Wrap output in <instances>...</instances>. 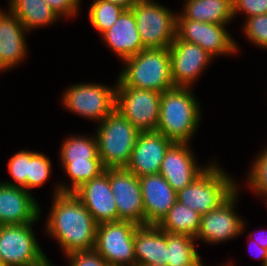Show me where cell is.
Wrapping results in <instances>:
<instances>
[{
  "label": "cell",
  "mask_w": 267,
  "mask_h": 266,
  "mask_svg": "<svg viewBox=\"0 0 267 266\" xmlns=\"http://www.w3.org/2000/svg\"><path fill=\"white\" fill-rule=\"evenodd\" d=\"M54 197L46 219L45 232L56 239L63 255L95 248L97 223L73 193Z\"/></svg>",
  "instance_id": "6da1fadb"
},
{
  "label": "cell",
  "mask_w": 267,
  "mask_h": 266,
  "mask_svg": "<svg viewBox=\"0 0 267 266\" xmlns=\"http://www.w3.org/2000/svg\"><path fill=\"white\" fill-rule=\"evenodd\" d=\"M191 88L174 87L162 93L156 131L174 143H189L195 135L201 108Z\"/></svg>",
  "instance_id": "7a4b0ae2"
},
{
  "label": "cell",
  "mask_w": 267,
  "mask_h": 266,
  "mask_svg": "<svg viewBox=\"0 0 267 266\" xmlns=\"http://www.w3.org/2000/svg\"><path fill=\"white\" fill-rule=\"evenodd\" d=\"M123 62L125 66L117 79L125 87L158 93L174 88L169 48L143 49Z\"/></svg>",
  "instance_id": "3957f363"
},
{
  "label": "cell",
  "mask_w": 267,
  "mask_h": 266,
  "mask_svg": "<svg viewBox=\"0 0 267 266\" xmlns=\"http://www.w3.org/2000/svg\"><path fill=\"white\" fill-rule=\"evenodd\" d=\"M212 160L208 167L189 185L177 191V201L201 216L216 210L237 189L236 180Z\"/></svg>",
  "instance_id": "277c9868"
},
{
  "label": "cell",
  "mask_w": 267,
  "mask_h": 266,
  "mask_svg": "<svg viewBox=\"0 0 267 266\" xmlns=\"http://www.w3.org/2000/svg\"><path fill=\"white\" fill-rule=\"evenodd\" d=\"M97 126L98 155L104 167L126 168L140 131L116 109Z\"/></svg>",
  "instance_id": "5b68a950"
},
{
  "label": "cell",
  "mask_w": 267,
  "mask_h": 266,
  "mask_svg": "<svg viewBox=\"0 0 267 266\" xmlns=\"http://www.w3.org/2000/svg\"><path fill=\"white\" fill-rule=\"evenodd\" d=\"M131 10L144 49L169 48L176 38L177 13L155 0H141Z\"/></svg>",
  "instance_id": "8992f818"
},
{
  "label": "cell",
  "mask_w": 267,
  "mask_h": 266,
  "mask_svg": "<svg viewBox=\"0 0 267 266\" xmlns=\"http://www.w3.org/2000/svg\"><path fill=\"white\" fill-rule=\"evenodd\" d=\"M1 225L0 260L6 266H49L51 261L41 249L33 225Z\"/></svg>",
  "instance_id": "52a82bcc"
},
{
  "label": "cell",
  "mask_w": 267,
  "mask_h": 266,
  "mask_svg": "<svg viewBox=\"0 0 267 266\" xmlns=\"http://www.w3.org/2000/svg\"><path fill=\"white\" fill-rule=\"evenodd\" d=\"M116 85L77 83L65 89L62 95L64 108L78 116L100 123L115 110Z\"/></svg>",
  "instance_id": "ba28073f"
},
{
  "label": "cell",
  "mask_w": 267,
  "mask_h": 266,
  "mask_svg": "<svg viewBox=\"0 0 267 266\" xmlns=\"http://www.w3.org/2000/svg\"><path fill=\"white\" fill-rule=\"evenodd\" d=\"M115 109L140 132L156 131L162 93L125 87L116 81Z\"/></svg>",
  "instance_id": "9c48e42d"
},
{
  "label": "cell",
  "mask_w": 267,
  "mask_h": 266,
  "mask_svg": "<svg viewBox=\"0 0 267 266\" xmlns=\"http://www.w3.org/2000/svg\"><path fill=\"white\" fill-rule=\"evenodd\" d=\"M139 226L130 221L97 225L95 250L112 266H136L134 233Z\"/></svg>",
  "instance_id": "30bf717a"
},
{
  "label": "cell",
  "mask_w": 267,
  "mask_h": 266,
  "mask_svg": "<svg viewBox=\"0 0 267 266\" xmlns=\"http://www.w3.org/2000/svg\"><path fill=\"white\" fill-rule=\"evenodd\" d=\"M226 25L194 21L177 12L176 36L180 40L199 45L213 58L219 55H234L239 50Z\"/></svg>",
  "instance_id": "8fae6325"
},
{
  "label": "cell",
  "mask_w": 267,
  "mask_h": 266,
  "mask_svg": "<svg viewBox=\"0 0 267 266\" xmlns=\"http://www.w3.org/2000/svg\"><path fill=\"white\" fill-rule=\"evenodd\" d=\"M239 188L216 210H212L201 216L200 228L196 241L218 244L229 241L243 234L246 223L235 211Z\"/></svg>",
  "instance_id": "7c38bea8"
},
{
  "label": "cell",
  "mask_w": 267,
  "mask_h": 266,
  "mask_svg": "<svg viewBox=\"0 0 267 266\" xmlns=\"http://www.w3.org/2000/svg\"><path fill=\"white\" fill-rule=\"evenodd\" d=\"M108 178L118 210V221H130L138 226H145L139 177L126 168H108Z\"/></svg>",
  "instance_id": "4fadbf2b"
},
{
  "label": "cell",
  "mask_w": 267,
  "mask_h": 266,
  "mask_svg": "<svg viewBox=\"0 0 267 266\" xmlns=\"http://www.w3.org/2000/svg\"><path fill=\"white\" fill-rule=\"evenodd\" d=\"M174 87L192 88L213 57L199 45L180 40L177 36L169 47Z\"/></svg>",
  "instance_id": "5bb4252c"
},
{
  "label": "cell",
  "mask_w": 267,
  "mask_h": 266,
  "mask_svg": "<svg viewBox=\"0 0 267 266\" xmlns=\"http://www.w3.org/2000/svg\"><path fill=\"white\" fill-rule=\"evenodd\" d=\"M209 164L198 165L189 143H174L161 162L159 174L177 192L195 180Z\"/></svg>",
  "instance_id": "9a60e30c"
},
{
  "label": "cell",
  "mask_w": 267,
  "mask_h": 266,
  "mask_svg": "<svg viewBox=\"0 0 267 266\" xmlns=\"http://www.w3.org/2000/svg\"><path fill=\"white\" fill-rule=\"evenodd\" d=\"M173 144L157 131L140 132L126 169L137 177L158 174L161 162Z\"/></svg>",
  "instance_id": "2e32d148"
},
{
  "label": "cell",
  "mask_w": 267,
  "mask_h": 266,
  "mask_svg": "<svg viewBox=\"0 0 267 266\" xmlns=\"http://www.w3.org/2000/svg\"><path fill=\"white\" fill-rule=\"evenodd\" d=\"M73 194L86 207L97 224L118 221V210L110 188L108 168L100 176L82 184Z\"/></svg>",
  "instance_id": "e0dca14e"
},
{
  "label": "cell",
  "mask_w": 267,
  "mask_h": 266,
  "mask_svg": "<svg viewBox=\"0 0 267 266\" xmlns=\"http://www.w3.org/2000/svg\"><path fill=\"white\" fill-rule=\"evenodd\" d=\"M22 187L0 182V224L20 225L38 222L41 209L36 198Z\"/></svg>",
  "instance_id": "ac0fdd59"
},
{
  "label": "cell",
  "mask_w": 267,
  "mask_h": 266,
  "mask_svg": "<svg viewBox=\"0 0 267 266\" xmlns=\"http://www.w3.org/2000/svg\"><path fill=\"white\" fill-rule=\"evenodd\" d=\"M144 204L145 225H158L176 203V191L162 175L139 177Z\"/></svg>",
  "instance_id": "d6986e66"
},
{
  "label": "cell",
  "mask_w": 267,
  "mask_h": 266,
  "mask_svg": "<svg viewBox=\"0 0 267 266\" xmlns=\"http://www.w3.org/2000/svg\"><path fill=\"white\" fill-rule=\"evenodd\" d=\"M28 31L8 9H0V69L15 68L27 55L26 34Z\"/></svg>",
  "instance_id": "ffe728a7"
},
{
  "label": "cell",
  "mask_w": 267,
  "mask_h": 266,
  "mask_svg": "<svg viewBox=\"0 0 267 266\" xmlns=\"http://www.w3.org/2000/svg\"><path fill=\"white\" fill-rule=\"evenodd\" d=\"M101 37L104 40L103 42L121 61L137 55L144 49L136 26V19L131 9L124 10L117 21Z\"/></svg>",
  "instance_id": "44dd1931"
},
{
  "label": "cell",
  "mask_w": 267,
  "mask_h": 266,
  "mask_svg": "<svg viewBox=\"0 0 267 266\" xmlns=\"http://www.w3.org/2000/svg\"><path fill=\"white\" fill-rule=\"evenodd\" d=\"M168 233L157 225L139 226L134 233L136 266L167 265Z\"/></svg>",
  "instance_id": "7402d4cb"
},
{
  "label": "cell",
  "mask_w": 267,
  "mask_h": 266,
  "mask_svg": "<svg viewBox=\"0 0 267 266\" xmlns=\"http://www.w3.org/2000/svg\"><path fill=\"white\" fill-rule=\"evenodd\" d=\"M180 14L186 19L221 25L235 19L232 0H185Z\"/></svg>",
  "instance_id": "603a6c76"
},
{
  "label": "cell",
  "mask_w": 267,
  "mask_h": 266,
  "mask_svg": "<svg viewBox=\"0 0 267 266\" xmlns=\"http://www.w3.org/2000/svg\"><path fill=\"white\" fill-rule=\"evenodd\" d=\"M8 9L28 32L60 20L44 0H9Z\"/></svg>",
  "instance_id": "cb8c5ba5"
},
{
  "label": "cell",
  "mask_w": 267,
  "mask_h": 266,
  "mask_svg": "<svg viewBox=\"0 0 267 266\" xmlns=\"http://www.w3.org/2000/svg\"><path fill=\"white\" fill-rule=\"evenodd\" d=\"M200 221L201 215L198 212L176 201L157 226L170 234L188 235L196 238Z\"/></svg>",
  "instance_id": "d4e9b609"
},
{
  "label": "cell",
  "mask_w": 267,
  "mask_h": 266,
  "mask_svg": "<svg viewBox=\"0 0 267 266\" xmlns=\"http://www.w3.org/2000/svg\"><path fill=\"white\" fill-rule=\"evenodd\" d=\"M64 173L70 178V185L65 183H56L54 195L60 193H73L82 184L100 176L105 172L101 159H87V161L60 163Z\"/></svg>",
  "instance_id": "484cf974"
},
{
  "label": "cell",
  "mask_w": 267,
  "mask_h": 266,
  "mask_svg": "<svg viewBox=\"0 0 267 266\" xmlns=\"http://www.w3.org/2000/svg\"><path fill=\"white\" fill-rule=\"evenodd\" d=\"M66 138L63 140L59 151L60 163L101 159L98 155V143L95 134L92 137L90 135H70Z\"/></svg>",
  "instance_id": "4316f807"
},
{
  "label": "cell",
  "mask_w": 267,
  "mask_h": 266,
  "mask_svg": "<svg viewBox=\"0 0 267 266\" xmlns=\"http://www.w3.org/2000/svg\"><path fill=\"white\" fill-rule=\"evenodd\" d=\"M196 238L168 233L167 266H196L201 257L196 250Z\"/></svg>",
  "instance_id": "83f0119b"
},
{
  "label": "cell",
  "mask_w": 267,
  "mask_h": 266,
  "mask_svg": "<svg viewBox=\"0 0 267 266\" xmlns=\"http://www.w3.org/2000/svg\"><path fill=\"white\" fill-rule=\"evenodd\" d=\"M125 9L105 0H94L89 8V21L101 35L107 31Z\"/></svg>",
  "instance_id": "f1b7e54d"
},
{
  "label": "cell",
  "mask_w": 267,
  "mask_h": 266,
  "mask_svg": "<svg viewBox=\"0 0 267 266\" xmlns=\"http://www.w3.org/2000/svg\"><path fill=\"white\" fill-rule=\"evenodd\" d=\"M247 174V187L258 196L267 198V146L256 155Z\"/></svg>",
  "instance_id": "f546056e"
},
{
  "label": "cell",
  "mask_w": 267,
  "mask_h": 266,
  "mask_svg": "<svg viewBox=\"0 0 267 266\" xmlns=\"http://www.w3.org/2000/svg\"><path fill=\"white\" fill-rule=\"evenodd\" d=\"M52 162L43 153L31 151L29 175H27V191L41 187L51 176Z\"/></svg>",
  "instance_id": "4dcf8cb0"
},
{
  "label": "cell",
  "mask_w": 267,
  "mask_h": 266,
  "mask_svg": "<svg viewBox=\"0 0 267 266\" xmlns=\"http://www.w3.org/2000/svg\"><path fill=\"white\" fill-rule=\"evenodd\" d=\"M31 160V150H21L15 153L7 164V169L12 177L11 181H1L8 186L22 187L27 190V175H29V162Z\"/></svg>",
  "instance_id": "1f68e13d"
},
{
  "label": "cell",
  "mask_w": 267,
  "mask_h": 266,
  "mask_svg": "<svg viewBox=\"0 0 267 266\" xmlns=\"http://www.w3.org/2000/svg\"><path fill=\"white\" fill-rule=\"evenodd\" d=\"M245 37L254 45L267 49V14L255 15L245 19Z\"/></svg>",
  "instance_id": "d6a6232c"
},
{
  "label": "cell",
  "mask_w": 267,
  "mask_h": 266,
  "mask_svg": "<svg viewBox=\"0 0 267 266\" xmlns=\"http://www.w3.org/2000/svg\"><path fill=\"white\" fill-rule=\"evenodd\" d=\"M66 260L69 266H108L105 259L95 249L75 251L66 255Z\"/></svg>",
  "instance_id": "836d02e7"
},
{
  "label": "cell",
  "mask_w": 267,
  "mask_h": 266,
  "mask_svg": "<svg viewBox=\"0 0 267 266\" xmlns=\"http://www.w3.org/2000/svg\"><path fill=\"white\" fill-rule=\"evenodd\" d=\"M233 17H236L240 12L246 15V18L267 14V0H232Z\"/></svg>",
  "instance_id": "e575fe53"
},
{
  "label": "cell",
  "mask_w": 267,
  "mask_h": 266,
  "mask_svg": "<svg viewBox=\"0 0 267 266\" xmlns=\"http://www.w3.org/2000/svg\"><path fill=\"white\" fill-rule=\"evenodd\" d=\"M47 5L61 18H72L79 12L82 0H44Z\"/></svg>",
  "instance_id": "d590c367"
},
{
  "label": "cell",
  "mask_w": 267,
  "mask_h": 266,
  "mask_svg": "<svg viewBox=\"0 0 267 266\" xmlns=\"http://www.w3.org/2000/svg\"><path fill=\"white\" fill-rule=\"evenodd\" d=\"M249 240L251 241L250 244L255 247L254 249H256L255 250L256 251V253H255L256 258L255 259H257V258L261 259L262 260L261 266H266V263H267V249L263 248V247H260V245H258L257 242H255V240H252L250 238H249Z\"/></svg>",
  "instance_id": "8d00e7d4"
},
{
  "label": "cell",
  "mask_w": 267,
  "mask_h": 266,
  "mask_svg": "<svg viewBox=\"0 0 267 266\" xmlns=\"http://www.w3.org/2000/svg\"><path fill=\"white\" fill-rule=\"evenodd\" d=\"M259 234L255 236V235H253L252 232H249L247 236L250 239L255 240V242H257V244L260 245V247L267 249V231L266 232L259 231Z\"/></svg>",
  "instance_id": "74e56055"
},
{
  "label": "cell",
  "mask_w": 267,
  "mask_h": 266,
  "mask_svg": "<svg viewBox=\"0 0 267 266\" xmlns=\"http://www.w3.org/2000/svg\"><path fill=\"white\" fill-rule=\"evenodd\" d=\"M113 4L119 5L125 10L131 9L137 2L141 0H105Z\"/></svg>",
  "instance_id": "f35d334b"
},
{
  "label": "cell",
  "mask_w": 267,
  "mask_h": 266,
  "mask_svg": "<svg viewBox=\"0 0 267 266\" xmlns=\"http://www.w3.org/2000/svg\"><path fill=\"white\" fill-rule=\"evenodd\" d=\"M141 266H167V265H161V264H148V265H141Z\"/></svg>",
  "instance_id": "ab89813d"
},
{
  "label": "cell",
  "mask_w": 267,
  "mask_h": 266,
  "mask_svg": "<svg viewBox=\"0 0 267 266\" xmlns=\"http://www.w3.org/2000/svg\"><path fill=\"white\" fill-rule=\"evenodd\" d=\"M203 261H201L198 265H196V266H205L203 263H202Z\"/></svg>",
  "instance_id": "60d3db41"
},
{
  "label": "cell",
  "mask_w": 267,
  "mask_h": 266,
  "mask_svg": "<svg viewBox=\"0 0 267 266\" xmlns=\"http://www.w3.org/2000/svg\"><path fill=\"white\" fill-rule=\"evenodd\" d=\"M0 266H6V265L0 260Z\"/></svg>",
  "instance_id": "b9f144b4"
},
{
  "label": "cell",
  "mask_w": 267,
  "mask_h": 266,
  "mask_svg": "<svg viewBox=\"0 0 267 266\" xmlns=\"http://www.w3.org/2000/svg\"><path fill=\"white\" fill-rule=\"evenodd\" d=\"M228 266H233L231 262H228Z\"/></svg>",
  "instance_id": "7bdbcfd3"
}]
</instances>
